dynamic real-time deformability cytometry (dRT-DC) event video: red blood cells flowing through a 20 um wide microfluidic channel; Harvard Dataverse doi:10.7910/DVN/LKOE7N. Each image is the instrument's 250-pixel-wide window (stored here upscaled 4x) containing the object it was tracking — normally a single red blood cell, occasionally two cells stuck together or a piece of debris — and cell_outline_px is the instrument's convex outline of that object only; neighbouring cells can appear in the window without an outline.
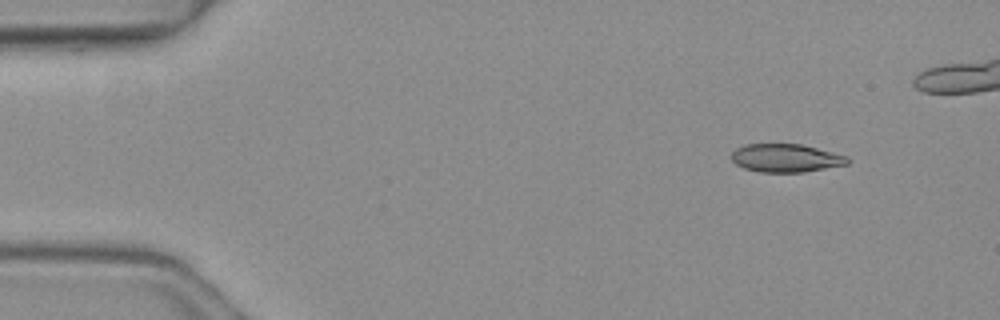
{"species": "common noctule bat (a hibernating species)", "species_latin": "Nyctalus noctula", "temperature_condition": "warm", "stored_images_in_passage": 6, "camera_frame_rate_fps": 3000, "um_per_image_px": 0.085, "animal": {"sex": "female", "body_mass_g": 19.3, "forearm_length_mm": 54.1}, "frame": {"image": 1, "passage_image": 2, "time_ms": 0.333, "image_size_px": [1000, 320], "cell_outline_px": [[852, 160], [848, 164], [804, 172], [760, 172], [744, 168], [736, 164], [732, 160], [732, 152], [736, 148], [744, 144], [800, 144], [848, 156]], "centroid_in_image_um": [66.81, 13.43], "position_along_channel_um": 18.2, "area_um2": 19.07}}
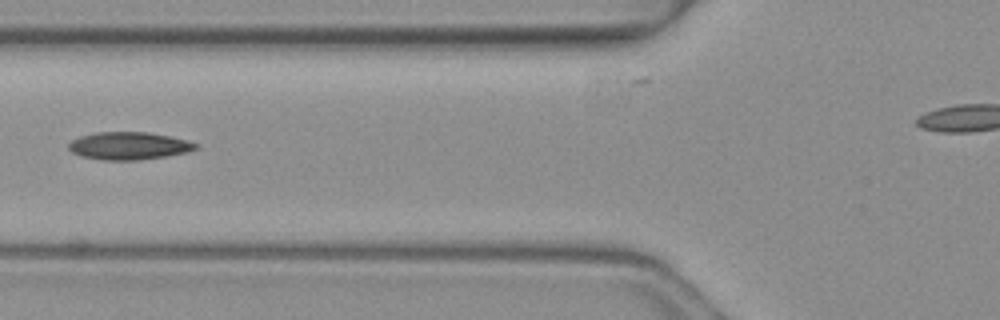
{"frame": {"image": 2, "passage_image": 6, "time_ms": 1.667, "image_size_px": [1000, 320], "cell_outline_px": [[200, 144], [196, 148], [188, 152], [140, 160], [104, 160], [80, 156], [72, 152], [68, 148], [68, 144], [72, 140], [80, 136], [96, 132], [148, 132], [172, 136], [188, 140]], "centroid_in_image_um": [10.97, 12.39], "position_along_channel_um": 114.8, "area_um2": 20.58}}